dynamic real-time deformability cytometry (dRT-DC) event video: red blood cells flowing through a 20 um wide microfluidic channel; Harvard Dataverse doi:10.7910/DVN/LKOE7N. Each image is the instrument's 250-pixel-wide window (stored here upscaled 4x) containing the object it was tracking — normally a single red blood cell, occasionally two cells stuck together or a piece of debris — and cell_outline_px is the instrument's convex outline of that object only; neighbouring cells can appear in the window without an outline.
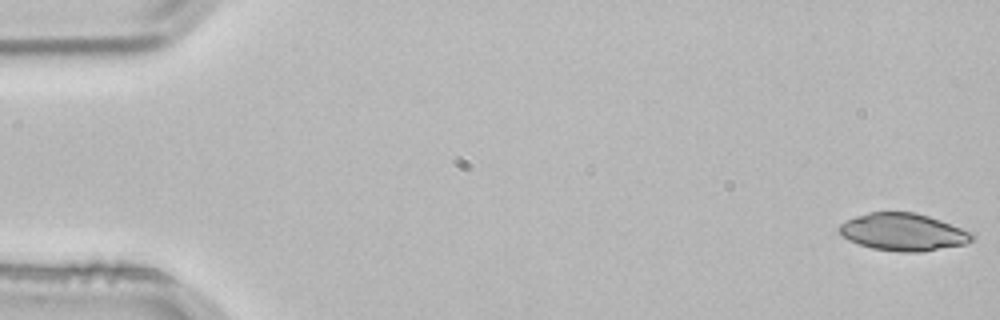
{"species": "common noctule bat (a hibernating species)", "species_latin": "Nyctalus noctula", "temperature_condition": "room temperature", "stored_images_in_passage": 3, "camera_frame_rate_fps": 3000, "um_per_image_px": 0.085, "animal": {"sex": "male", "body_mass_g": 21.5, "forearm_length_mm": 52.0}, "frame": {"image": 1, "passage_image": 1, "time_ms": 0.0, "image_size_px": [1000, 320], "cell_outline_px": [[976, 236], [972, 240], [964, 244], [924, 252], [900, 252], [872, 248], [860, 244], [844, 236], [836, 228], [840, 224], [856, 216], [868, 212], [916, 212], [940, 220], [972, 232]], "centroid_in_image_um": [76.8, 19.72], "position_along_channel_um": 8.2, "area_um2": 28.78}}
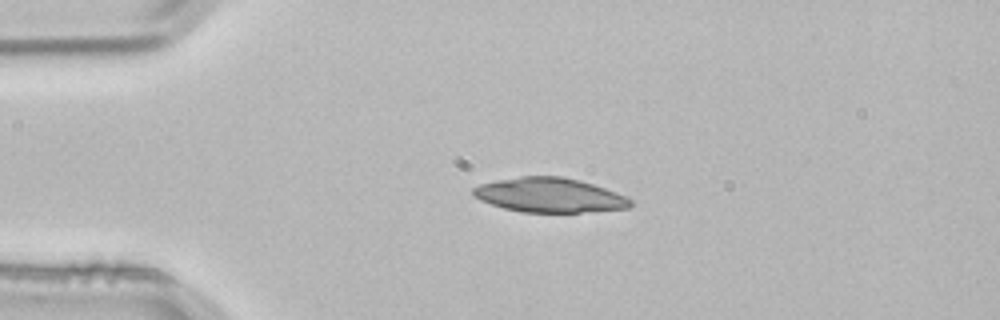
{"frame": {"image": 2, "passage_image": 3, "time_ms": 0.667, "image_size_px": [1000, 320], "cell_outline_px": [[632, 204], [628, 208], [580, 212], [520, 212], [504, 208], [480, 200], [472, 196], [472, 188], [480, 184], [496, 180], [520, 176], [560, 176], [580, 180], [616, 192], [632, 200]], "centroid_in_image_um": [46.66, 16.58], "position_along_channel_um": 38.3, "area_um2": 31.5}}